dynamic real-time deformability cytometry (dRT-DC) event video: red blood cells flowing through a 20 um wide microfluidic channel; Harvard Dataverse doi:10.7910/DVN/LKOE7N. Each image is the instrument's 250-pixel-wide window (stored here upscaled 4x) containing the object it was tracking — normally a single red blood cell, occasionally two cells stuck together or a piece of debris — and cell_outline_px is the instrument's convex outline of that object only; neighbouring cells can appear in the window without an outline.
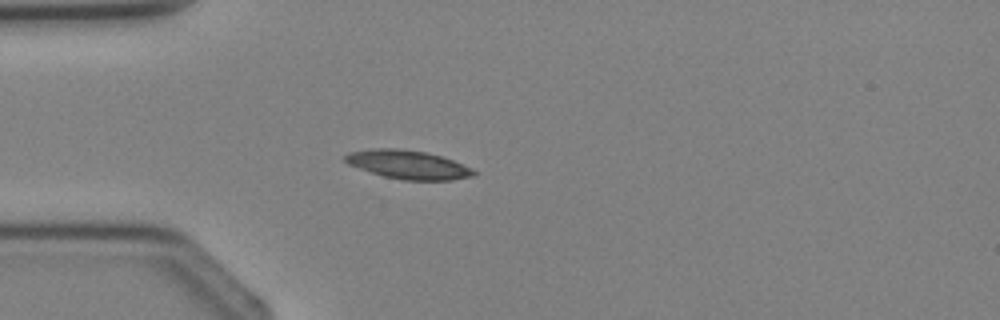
{"species": "Egyptian fruit bat (a non-hibernating species)", "species_latin": "Rousettus aegyptiacus", "temperature_condition": "cold", "stored_images_in_passage": 2, "camera_frame_rate_fps": 3000, "um_per_image_px": 0.085, "animal": {"sex": "female"}, "frame": {"image": 1, "passage_image": 2, "time_ms": 1.333, "image_size_px": [1000, 320], "cell_outline_px": [[476, 172], [472, 176], [452, 180], [400, 180], [384, 176], [348, 164], [344, 160], [344, 156], [348, 152], [372, 148], [400, 148], [424, 152], [440, 156], [452, 160], [472, 168]], "centroid_in_image_um": [34.66, 13.99], "position_along_channel_um": 50.3, "area_um2": 21.33}}